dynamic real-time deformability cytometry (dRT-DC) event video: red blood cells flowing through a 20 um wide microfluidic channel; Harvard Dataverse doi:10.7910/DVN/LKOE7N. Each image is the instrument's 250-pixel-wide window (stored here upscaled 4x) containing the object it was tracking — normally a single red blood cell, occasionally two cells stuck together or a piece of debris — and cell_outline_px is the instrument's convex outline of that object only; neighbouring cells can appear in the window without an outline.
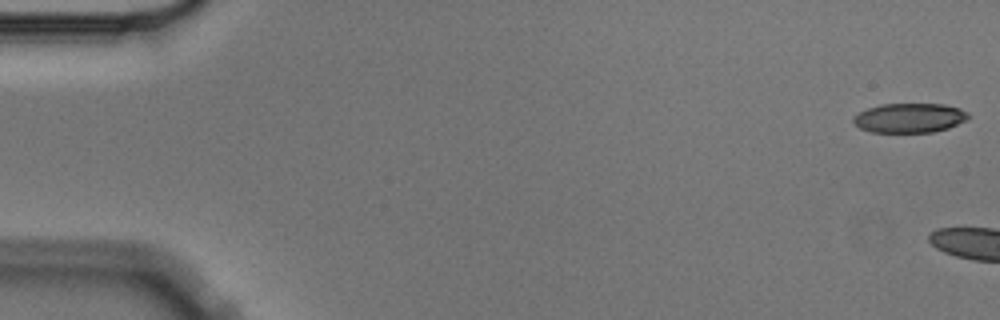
{"species": "Egyptian fruit bat (a non-hibernating species)", "species_latin": "Rousettus aegyptiacus", "temperature_condition": "cold", "stored_images_in_passage": 6, "camera_frame_rate_fps": 3000, "um_per_image_px": 0.085, "animal": {"sex": "male"}, "frame": {"image": 1, "passage_image": 1, "time_ms": 0.0, "image_size_px": [1000, 320], "cell_outline_px": [[972, 116], [968, 120], [948, 128], [932, 132], [872, 132], [860, 128], [852, 120], [852, 116], [868, 108], [880, 104], [944, 104], [960, 108], [968, 112]], "centroid_in_image_um": [77.35, 10.02], "position_along_channel_um": 7.7, "area_um2": 19.88}}